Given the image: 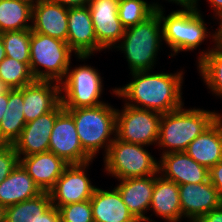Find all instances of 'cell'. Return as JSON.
<instances>
[{
	"label": "cell",
	"instance_id": "cell-1",
	"mask_svg": "<svg viewBox=\"0 0 222 222\" xmlns=\"http://www.w3.org/2000/svg\"><path fill=\"white\" fill-rule=\"evenodd\" d=\"M151 70L132 72V81L113 89L126 105L165 114L182 106L183 71L177 73H150ZM137 103V104H136Z\"/></svg>",
	"mask_w": 222,
	"mask_h": 222
},
{
	"label": "cell",
	"instance_id": "cell-2",
	"mask_svg": "<svg viewBox=\"0 0 222 222\" xmlns=\"http://www.w3.org/2000/svg\"><path fill=\"white\" fill-rule=\"evenodd\" d=\"M221 114L203 109H185L162 114L157 146L162 154L185 152L188 145L204 132ZM167 148V149H166Z\"/></svg>",
	"mask_w": 222,
	"mask_h": 222
},
{
	"label": "cell",
	"instance_id": "cell-3",
	"mask_svg": "<svg viewBox=\"0 0 222 222\" xmlns=\"http://www.w3.org/2000/svg\"><path fill=\"white\" fill-rule=\"evenodd\" d=\"M121 40L114 49L124 51L130 73L152 70L163 40L159 13L155 11L143 22L125 29Z\"/></svg>",
	"mask_w": 222,
	"mask_h": 222
},
{
	"label": "cell",
	"instance_id": "cell-4",
	"mask_svg": "<svg viewBox=\"0 0 222 222\" xmlns=\"http://www.w3.org/2000/svg\"><path fill=\"white\" fill-rule=\"evenodd\" d=\"M74 119L80 144L92 158H96L100 148H105V155L116 137L117 109L108 103L95 107L66 109ZM114 134V135H113ZM111 135L114 137L111 138Z\"/></svg>",
	"mask_w": 222,
	"mask_h": 222
},
{
	"label": "cell",
	"instance_id": "cell-5",
	"mask_svg": "<svg viewBox=\"0 0 222 222\" xmlns=\"http://www.w3.org/2000/svg\"><path fill=\"white\" fill-rule=\"evenodd\" d=\"M162 24L163 40L176 56L180 51L197 49L206 38L211 37L198 8L180 9L165 17L164 10L157 11Z\"/></svg>",
	"mask_w": 222,
	"mask_h": 222
},
{
	"label": "cell",
	"instance_id": "cell-6",
	"mask_svg": "<svg viewBox=\"0 0 222 222\" xmlns=\"http://www.w3.org/2000/svg\"><path fill=\"white\" fill-rule=\"evenodd\" d=\"M72 52L67 42L31 30L29 68L32 76L35 80L60 83L71 64Z\"/></svg>",
	"mask_w": 222,
	"mask_h": 222
},
{
	"label": "cell",
	"instance_id": "cell-7",
	"mask_svg": "<svg viewBox=\"0 0 222 222\" xmlns=\"http://www.w3.org/2000/svg\"><path fill=\"white\" fill-rule=\"evenodd\" d=\"M104 163L106 173L118 180L159 174V161L144 149V145L127 143L116 137L104 156Z\"/></svg>",
	"mask_w": 222,
	"mask_h": 222
},
{
	"label": "cell",
	"instance_id": "cell-8",
	"mask_svg": "<svg viewBox=\"0 0 222 222\" xmlns=\"http://www.w3.org/2000/svg\"><path fill=\"white\" fill-rule=\"evenodd\" d=\"M60 82L61 104L64 109L95 107L104 104L101 98L103 83L99 72L89 65L70 69ZM65 92V95L62 93ZM63 94V95H62Z\"/></svg>",
	"mask_w": 222,
	"mask_h": 222
},
{
	"label": "cell",
	"instance_id": "cell-9",
	"mask_svg": "<svg viewBox=\"0 0 222 222\" xmlns=\"http://www.w3.org/2000/svg\"><path fill=\"white\" fill-rule=\"evenodd\" d=\"M161 117L157 112L124 104L116 112V138L144 146L157 145Z\"/></svg>",
	"mask_w": 222,
	"mask_h": 222
},
{
	"label": "cell",
	"instance_id": "cell-10",
	"mask_svg": "<svg viewBox=\"0 0 222 222\" xmlns=\"http://www.w3.org/2000/svg\"><path fill=\"white\" fill-rule=\"evenodd\" d=\"M69 164L63 174L49 190L52 206L59 208L66 204H73L90 200L95 189L87 177L86 168L91 164Z\"/></svg>",
	"mask_w": 222,
	"mask_h": 222
},
{
	"label": "cell",
	"instance_id": "cell-11",
	"mask_svg": "<svg viewBox=\"0 0 222 222\" xmlns=\"http://www.w3.org/2000/svg\"><path fill=\"white\" fill-rule=\"evenodd\" d=\"M49 152L61 157L68 164L93 161L83 150L73 116L66 109H63L56 117L50 135Z\"/></svg>",
	"mask_w": 222,
	"mask_h": 222
},
{
	"label": "cell",
	"instance_id": "cell-12",
	"mask_svg": "<svg viewBox=\"0 0 222 222\" xmlns=\"http://www.w3.org/2000/svg\"><path fill=\"white\" fill-rule=\"evenodd\" d=\"M67 43L81 60L103 50L97 42L88 6L68 8Z\"/></svg>",
	"mask_w": 222,
	"mask_h": 222
},
{
	"label": "cell",
	"instance_id": "cell-13",
	"mask_svg": "<svg viewBox=\"0 0 222 222\" xmlns=\"http://www.w3.org/2000/svg\"><path fill=\"white\" fill-rule=\"evenodd\" d=\"M118 5L119 0H91L88 4L97 42L105 50L119 44L125 31Z\"/></svg>",
	"mask_w": 222,
	"mask_h": 222
},
{
	"label": "cell",
	"instance_id": "cell-14",
	"mask_svg": "<svg viewBox=\"0 0 222 222\" xmlns=\"http://www.w3.org/2000/svg\"><path fill=\"white\" fill-rule=\"evenodd\" d=\"M64 109L61 102L50 112L25 124L13 146L19 159L49 151L50 135L58 114Z\"/></svg>",
	"mask_w": 222,
	"mask_h": 222
},
{
	"label": "cell",
	"instance_id": "cell-15",
	"mask_svg": "<svg viewBox=\"0 0 222 222\" xmlns=\"http://www.w3.org/2000/svg\"><path fill=\"white\" fill-rule=\"evenodd\" d=\"M179 198L182 216L190 222H196L204 214L222 206L220 194L209 180L179 185Z\"/></svg>",
	"mask_w": 222,
	"mask_h": 222
},
{
	"label": "cell",
	"instance_id": "cell-16",
	"mask_svg": "<svg viewBox=\"0 0 222 222\" xmlns=\"http://www.w3.org/2000/svg\"><path fill=\"white\" fill-rule=\"evenodd\" d=\"M158 173L178 185L199 184L209 180V169L197 163L185 152L162 154Z\"/></svg>",
	"mask_w": 222,
	"mask_h": 222
},
{
	"label": "cell",
	"instance_id": "cell-17",
	"mask_svg": "<svg viewBox=\"0 0 222 222\" xmlns=\"http://www.w3.org/2000/svg\"><path fill=\"white\" fill-rule=\"evenodd\" d=\"M60 83L52 80H34L23 87L24 117L26 123L52 111L61 102Z\"/></svg>",
	"mask_w": 222,
	"mask_h": 222
},
{
	"label": "cell",
	"instance_id": "cell-18",
	"mask_svg": "<svg viewBox=\"0 0 222 222\" xmlns=\"http://www.w3.org/2000/svg\"><path fill=\"white\" fill-rule=\"evenodd\" d=\"M31 30L67 42L68 8L50 0H41L32 7Z\"/></svg>",
	"mask_w": 222,
	"mask_h": 222
},
{
	"label": "cell",
	"instance_id": "cell-19",
	"mask_svg": "<svg viewBox=\"0 0 222 222\" xmlns=\"http://www.w3.org/2000/svg\"><path fill=\"white\" fill-rule=\"evenodd\" d=\"M20 164L41 191L49 192L69 165L52 152L32 154L20 158Z\"/></svg>",
	"mask_w": 222,
	"mask_h": 222
},
{
	"label": "cell",
	"instance_id": "cell-20",
	"mask_svg": "<svg viewBox=\"0 0 222 222\" xmlns=\"http://www.w3.org/2000/svg\"><path fill=\"white\" fill-rule=\"evenodd\" d=\"M120 183L115 187L129 212L133 216H139L151 220L145 216L150 209L152 193L155 186V175L137 178H128L118 180Z\"/></svg>",
	"mask_w": 222,
	"mask_h": 222
},
{
	"label": "cell",
	"instance_id": "cell-21",
	"mask_svg": "<svg viewBox=\"0 0 222 222\" xmlns=\"http://www.w3.org/2000/svg\"><path fill=\"white\" fill-rule=\"evenodd\" d=\"M185 153L208 169L222 160V115L188 145Z\"/></svg>",
	"mask_w": 222,
	"mask_h": 222
},
{
	"label": "cell",
	"instance_id": "cell-22",
	"mask_svg": "<svg viewBox=\"0 0 222 222\" xmlns=\"http://www.w3.org/2000/svg\"><path fill=\"white\" fill-rule=\"evenodd\" d=\"M150 207L156 216L165 221L178 222L182 219L179 185L156 174Z\"/></svg>",
	"mask_w": 222,
	"mask_h": 222
},
{
	"label": "cell",
	"instance_id": "cell-23",
	"mask_svg": "<svg viewBox=\"0 0 222 222\" xmlns=\"http://www.w3.org/2000/svg\"><path fill=\"white\" fill-rule=\"evenodd\" d=\"M42 191L19 163L17 167L0 183V206L6 208L31 199Z\"/></svg>",
	"mask_w": 222,
	"mask_h": 222
},
{
	"label": "cell",
	"instance_id": "cell-24",
	"mask_svg": "<svg viewBox=\"0 0 222 222\" xmlns=\"http://www.w3.org/2000/svg\"><path fill=\"white\" fill-rule=\"evenodd\" d=\"M90 202L94 222H122L133 216L115 187L110 191L96 188Z\"/></svg>",
	"mask_w": 222,
	"mask_h": 222
},
{
	"label": "cell",
	"instance_id": "cell-25",
	"mask_svg": "<svg viewBox=\"0 0 222 222\" xmlns=\"http://www.w3.org/2000/svg\"><path fill=\"white\" fill-rule=\"evenodd\" d=\"M23 104V87L11 89L8 92V107L0 122V136L7 145L14 144L26 124Z\"/></svg>",
	"mask_w": 222,
	"mask_h": 222
},
{
	"label": "cell",
	"instance_id": "cell-26",
	"mask_svg": "<svg viewBox=\"0 0 222 222\" xmlns=\"http://www.w3.org/2000/svg\"><path fill=\"white\" fill-rule=\"evenodd\" d=\"M32 7L23 0H0V33L31 29Z\"/></svg>",
	"mask_w": 222,
	"mask_h": 222
},
{
	"label": "cell",
	"instance_id": "cell-27",
	"mask_svg": "<svg viewBox=\"0 0 222 222\" xmlns=\"http://www.w3.org/2000/svg\"><path fill=\"white\" fill-rule=\"evenodd\" d=\"M52 206L49 192L42 191L36 197L4 209V222H34Z\"/></svg>",
	"mask_w": 222,
	"mask_h": 222
},
{
	"label": "cell",
	"instance_id": "cell-28",
	"mask_svg": "<svg viewBox=\"0 0 222 222\" xmlns=\"http://www.w3.org/2000/svg\"><path fill=\"white\" fill-rule=\"evenodd\" d=\"M199 73L213 94L222 98V46L203 50L198 57Z\"/></svg>",
	"mask_w": 222,
	"mask_h": 222
},
{
	"label": "cell",
	"instance_id": "cell-29",
	"mask_svg": "<svg viewBox=\"0 0 222 222\" xmlns=\"http://www.w3.org/2000/svg\"><path fill=\"white\" fill-rule=\"evenodd\" d=\"M163 9L160 4H148L144 0H119L118 16L125 29L146 20L155 11Z\"/></svg>",
	"mask_w": 222,
	"mask_h": 222
},
{
	"label": "cell",
	"instance_id": "cell-30",
	"mask_svg": "<svg viewBox=\"0 0 222 222\" xmlns=\"http://www.w3.org/2000/svg\"><path fill=\"white\" fill-rule=\"evenodd\" d=\"M6 51V57H11L30 66L31 29L6 31L0 33Z\"/></svg>",
	"mask_w": 222,
	"mask_h": 222
},
{
	"label": "cell",
	"instance_id": "cell-31",
	"mask_svg": "<svg viewBox=\"0 0 222 222\" xmlns=\"http://www.w3.org/2000/svg\"><path fill=\"white\" fill-rule=\"evenodd\" d=\"M0 79L10 89H20L35 80L26 63L19 62L11 57H5L0 63Z\"/></svg>",
	"mask_w": 222,
	"mask_h": 222
},
{
	"label": "cell",
	"instance_id": "cell-32",
	"mask_svg": "<svg viewBox=\"0 0 222 222\" xmlns=\"http://www.w3.org/2000/svg\"><path fill=\"white\" fill-rule=\"evenodd\" d=\"M58 211L60 222H94L90 200L66 204Z\"/></svg>",
	"mask_w": 222,
	"mask_h": 222
},
{
	"label": "cell",
	"instance_id": "cell-33",
	"mask_svg": "<svg viewBox=\"0 0 222 222\" xmlns=\"http://www.w3.org/2000/svg\"><path fill=\"white\" fill-rule=\"evenodd\" d=\"M19 163L20 159L13 145L0 147V183L10 175Z\"/></svg>",
	"mask_w": 222,
	"mask_h": 222
},
{
	"label": "cell",
	"instance_id": "cell-34",
	"mask_svg": "<svg viewBox=\"0 0 222 222\" xmlns=\"http://www.w3.org/2000/svg\"><path fill=\"white\" fill-rule=\"evenodd\" d=\"M209 181L218 190L222 199V160L209 168Z\"/></svg>",
	"mask_w": 222,
	"mask_h": 222
},
{
	"label": "cell",
	"instance_id": "cell-35",
	"mask_svg": "<svg viewBox=\"0 0 222 222\" xmlns=\"http://www.w3.org/2000/svg\"><path fill=\"white\" fill-rule=\"evenodd\" d=\"M34 222H60L58 208L51 206L41 217Z\"/></svg>",
	"mask_w": 222,
	"mask_h": 222
},
{
	"label": "cell",
	"instance_id": "cell-36",
	"mask_svg": "<svg viewBox=\"0 0 222 222\" xmlns=\"http://www.w3.org/2000/svg\"><path fill=\"white\" fill-rule=\"evenodd\" d=\"M196 222H222V206L204 214Z\"/></svg>",
	"mask_w": 222,
	"mask_h": 222
},
{
	"label": "cell",
	"instance_id": "cell-37",
	"mask_svg": "<svg viewBox=\"0 0 222 222\" xmlns=\"http://www.w3.org/2000/svg\"><path fill=\"white\" fill-rule=\"evenodd\" d=\"M50 1L65 6L66 8H75V7L88 6L91 0H50Z\"/></svg>",
	"mask_w": 222,
	"mask_h": 222
},
{
	"label": "cell",
	"instance_id": "cell-38",
	"mask_svg": "<svg viewBox=\"0 0 222 222\" xmlns=\"http://www.w3.org/2000/svg\"><path fill=\"white\" fill-rule=\"evenodd\" d=\"M172 1L180 5L184 9H193V8H197L198 6L197 3L199 0H168V2H172Z\"/></svg>",
	"mask_w": 222,
	"mask_h": 222
},
{
	"label": "cell",
	"instance_id": "cell-39",
	"mask_svg": "<svg viewBox=\"0 0 222 222\" xmlns=\"http://www.w3.org/2000/svg\"><path fill=\"white\" fill-rule=\"evenodd\" d=\"M220 20L219 28L213 33L212 39L215 42L216 45L222 46V13L217 16Z\"/></svg>",
	"mask_w": 222,
	"mask_h": 222
},
{
	"label": "cell",
	"instance_id": "cell-40",
	"mask_svg": "<svg viewBox=\"0 0 222 222\" xmlns=\"http://www.w3.org/2000/svg\"><path fill=\"white\" fill-rule=\"evenodd\" d=\"M7 104H8V93L0 94V122L8 107Z\"/></svg>",
	"mask_w": 222,
	"mask_h": 222
},
{
	"label": "cell",
	"instance_id": "cell-41",
	"mask_svg": "<svg viewBox=\"0 0 222 222\" xmlns=\"http://www.w3.org/2000/svg\"><path fill=\"white\" fill-rule=\"evenodd\" d=\"M210 2L211 7L214 9V15L219 16L222 13V0H208Z\"/></svg>",
	"mask_w": 222,
	"mask_h": 222
},
{
	"label": "cell",
	"instance_id": "cell-42",
	"mask_svg": "<svg viewBox=\"0 0 222 222\" xmlns=\"http://www.w3.org/2000/svg\"><path fill=\"white\" fill-rule=\"evenodd\" d=\"M6 57V51L4 49V44L2 41V37L0 35V63L5 59Z\"/></svg>",
	"mask_w": 222,
	"mask_h": 222
},
{
	"label": "cell",
	"instance_id": "cell-43",
	"mask_svg": "<svg viewBox=\"0 0 222 222\" xmlns=\"http://www.w3.org/2000/svg\"><path fill=\"white\" fill-rule=\"evenodd\" d=\"M145 221H149V220L147 218H142L139 216H132L131 218L122 222H145Z\"/></svg>",
	"mask_w": 222,
	"mask_h": 222
},
{
	"label": "cell",
	"instance_id": "cell-44",
	"mask_svg": "<svg viewBox=\"0 0 222 222\" xmlns=\"http://www.w3.org/2000/svg\"><path fill=\"white\" fill-rule=\"evenodd\" d=\"M10 90V87L0 79V94L8 93Z\"/></svg>",
	"mask_w": 222,
	"mask_h": 222
},
{
	"label": "cell",
	"instance_id": "cell-45",
	"mask_svg": "<svg viewBox=\"0 0 222 222\" xmlns=\"http://www.w3.org/2000/svg\"><path fill=\"white\" fill-rule=\"evenodd\" d=\"M0 222H4V208L0 206Z\"/></svg>",
	"mask_w": 222,
	"mask_h": 222
},
{
	"label": "cell",
	"instance_id": "cell-46",
	"mask_svg": "<svg viewBox=\"0 0 222 222\" xmlns=\"http://www.w3.org/2000/svg\"><path fill=\"white\" fill-rule=\"evenodd\" d=\"M23 1H26V2L30 3L33 6V5L37 4L39 1H41V0H23Z\"/></svg>",
	"mask_w": 222,
	"mask_h": 222
},
{
	"label": "cell",
	"instance_id": "cell-47",
	"mask_svg": "<svg viewBox=\"0 0 222 222\" xmlns=\"http://www.w3.org/2000/svg\"><path fill=\"white\" fill-rule=\"evenodd\" d=\"M7 145L2 139H1V136H0V147H3Z\"/></svg>",
	"mask_w": 222,
	"mask_h": 222
}]
</instances>
